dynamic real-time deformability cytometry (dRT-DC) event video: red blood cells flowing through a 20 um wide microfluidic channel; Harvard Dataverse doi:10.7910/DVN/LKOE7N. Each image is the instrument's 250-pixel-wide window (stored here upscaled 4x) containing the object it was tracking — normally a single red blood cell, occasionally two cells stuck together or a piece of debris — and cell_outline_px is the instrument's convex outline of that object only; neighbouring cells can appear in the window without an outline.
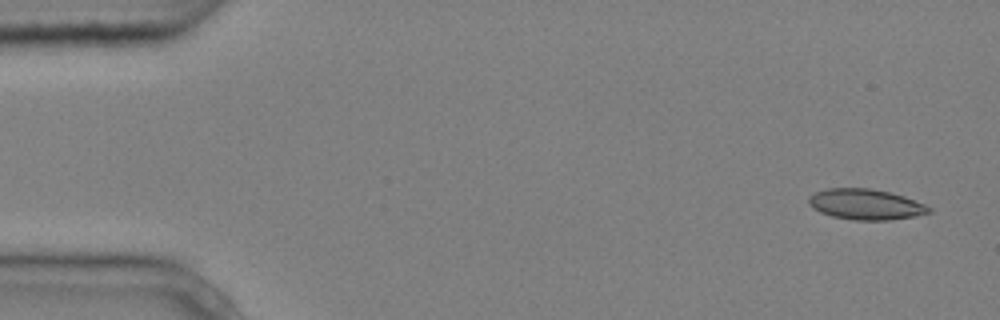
{"species": "common noctule bat (a hibernating species)", "species_latin": "Nyctalus noctula", "temperature_condition": "cold", "stored_images_in_passage": 5, "camera_frame_rate_fps": 3000, "um_per_image_px": 0.085, "animal": {"sex": "male", "body_mass_g": 20.4}, "frame": {"image": 1, "passage_image": 1, "time_ms": 0.0, "image_size_px": [1000, 320], "cell_outline_px": [[932, 212], [916, 216], [888, 220], [852, 220], [832, 216], [820, 212], [812, 208], [808, 204], [808, 196], [816, 192], [828, 188], [872, 188], [904, 196], [924, 204], [932, 208]], "centroid_in_image_um": [73.57, 17.37], "position_along_channel_um": 11.4, "area_um2": 21.56}}
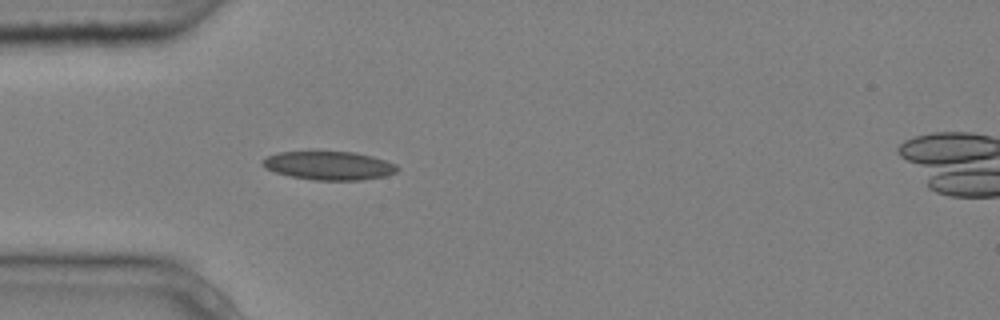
{"frame": {"image": 2, "passage_image": 4, "time_ms": 1.0, "image_size_px": [1000, 320], "cell_outline_px": [[400, 168], [396, 172], [384, 176], [360, 180], [312, 180], [292, 176], [276, 172], [264, 168], [260, 164], [268, 156], [280, 152], [316, 148], [356, 152], [372, 156], [396, 164]], "centroid_in_image_um": [27.93, 14.02], "position_along_channel_um": 57.1, "area_um2": 23.35}}